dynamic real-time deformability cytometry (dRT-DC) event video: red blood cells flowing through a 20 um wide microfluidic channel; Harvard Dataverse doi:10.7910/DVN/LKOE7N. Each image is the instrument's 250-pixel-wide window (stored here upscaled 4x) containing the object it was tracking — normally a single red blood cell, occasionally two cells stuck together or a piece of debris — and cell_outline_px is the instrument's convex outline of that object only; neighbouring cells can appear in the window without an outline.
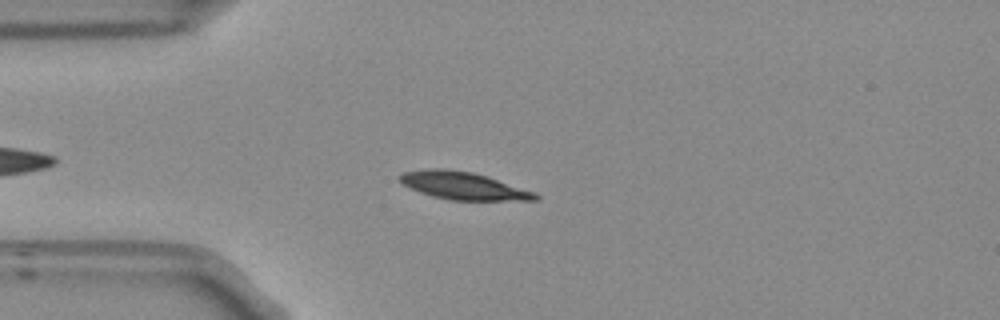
{"species": "Egyptian fruit bat (a non-hibernating species)", "species_latin": "Rousettus aegyptiacus", "temperature_condition": "room temperature", "stored_images_in_passage": 37, "camera_frame_rate_fps": 3000, "um_per_image_px": 0.085, "frame": {"image": 1, "passage_image": 9, "time_ms": 2.667, "image_size_px": [1000, 320], "cell_outline_px": [[540, 200], [448, 200], [432, 196], [420, 192], [404, 184], [400, 180], [400, 176], [404, 172], [428, 168], [444, 168], [472, 172], [488, 176], [536, 192], [540, 196]], "centroid_in_image_um": [39.44, 15.79], "position_along_channel_um": 45.6, "area_um2": 21.79}}
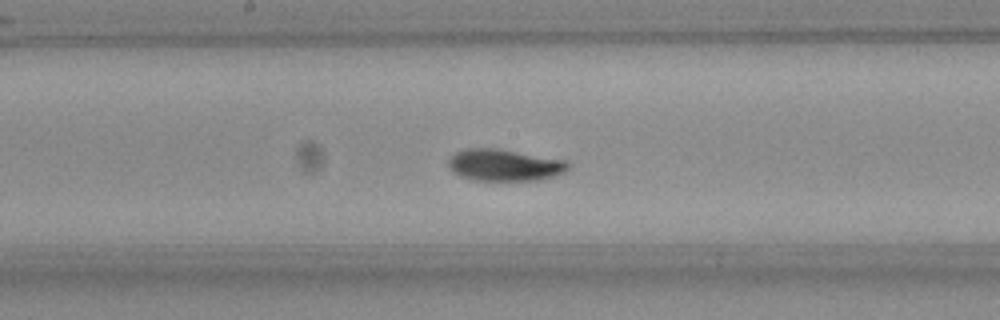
{"frame": {"image": 2, "passage_image": 23, "time_ms": 7.333, "image_size_px": [1000, 320], "cell_outline_px": [[568, 168], [564, 172], [540, 180], [472, 180], [460, 176], [452, 172], [448, 168], [448, 160], [456, 152], [464, 148], [496, 148], [564, 160], [568, 164]], "centroid_in_image_um": [42.8, 14.03], "position_along_channel_um": 205.4, "area_um2": 22.02}}
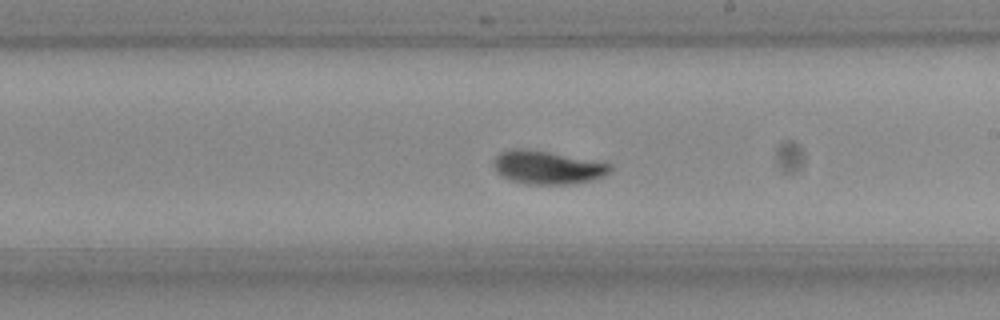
{"frame": {"image": 3, "passage_image": 26, "time_ms": 8.333, "image_size_px": [1000, 320], "cell_outline_px": [[612, 168], [604, 176], [592, 180], [572, 184], [528, 184], [512, 180], [496, 172], [492, 164], [492, 160], [500, 152], [512, 148], [524, 148], [548, 152], [612, 164]], "centroid_in_image_um": [46.49, 14.23], "position_along_channel_um": 242.5, "area_um2": 22.48}, "authors_computed_cell_mechanics": {"area_um2": 21.7906, "velocity_mm_per_s": 3.7216, "shape_relaxation_time_tau1_ms": 2.9302, "shape_relaxation_time_tau2_ms": null, "deformation_change_tau1": 0.1247, "deformation_change_tau2": null}}